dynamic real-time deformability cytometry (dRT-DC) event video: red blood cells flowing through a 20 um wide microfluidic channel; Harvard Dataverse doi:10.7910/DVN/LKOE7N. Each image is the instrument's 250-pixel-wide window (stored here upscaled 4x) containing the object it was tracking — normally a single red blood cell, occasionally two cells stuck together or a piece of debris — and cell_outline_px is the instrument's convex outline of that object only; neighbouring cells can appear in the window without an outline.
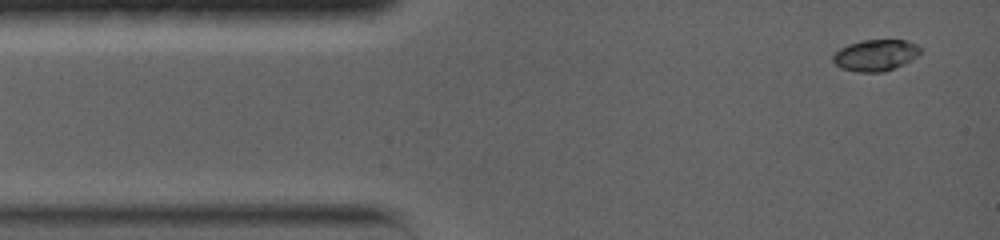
{"species": "common noctule bat (a hibernating species)", "species_latin": "Nyctalus noctula", "temperature_condition": "warm", "stored_images_in_passage": 13, "camera_frame_rate_fps": 5000, "um_per_image_px": 0.085, "animal": {"sex": "female", "body_mass_g": 19.0, "forearm_length_mm": 56.7}, "frame": {"image": 1, "passage_image": 1, "time_ms": 0.0, "image_size_px": [1000, 240], "cell_outline_px": [[920, 52], [912, 60], [904, 64], [884, 72], [856, 72], [840, 68], [832, 60], [832, 56], [840, 48], [848, 44], [860, 40], [904, 40], [916, 44], [920, 48]], "centroid_in_image_um": [74.39, 4.7], "position_along_channel_um": 10.6, "area_um2": 16.01}}
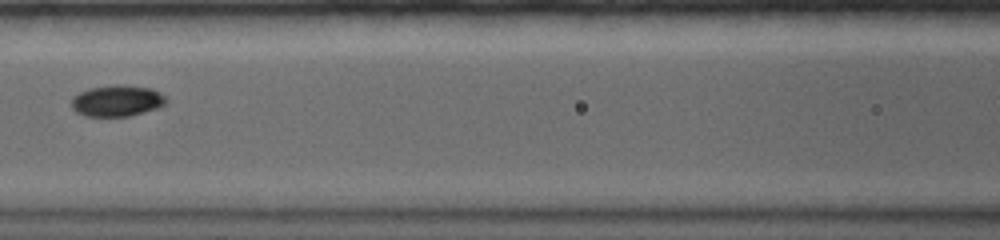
{"frame": {"image": 2, "passage_image": 8, "time_ms": 5.6, "image_size_px": [1000, 240], "cell_outline_px": [[168, 100], [164, 104], [156, 108], [128, 116], [84, 116], [76, 112], [72, 108], [72, 96], [88, 88], [116, 84], [152, 88], [160, 92]], "centroid_in_image_um": [9.92, 8.55], "position_along_channel_um": 156.7, "area_um2": 17.22}}
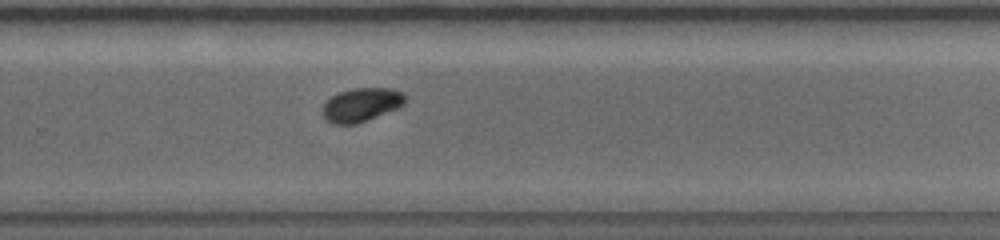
{"frame": {"image": 3, "passage_image": 13, "time_ms": 9.4, "image_size_px": [1000, 240], "cell_outline_px": [[404, 104], [400, 108], [356, 124], [332, 124], [324, 116], [324, 104], [332, 96], [340, 92], [352, 88], [392, 88], [404, 92]], "centroid_in_image_um": [30.77, 8.9], "position_along_channel_um": 299.0, "area_um2": 16.13}}